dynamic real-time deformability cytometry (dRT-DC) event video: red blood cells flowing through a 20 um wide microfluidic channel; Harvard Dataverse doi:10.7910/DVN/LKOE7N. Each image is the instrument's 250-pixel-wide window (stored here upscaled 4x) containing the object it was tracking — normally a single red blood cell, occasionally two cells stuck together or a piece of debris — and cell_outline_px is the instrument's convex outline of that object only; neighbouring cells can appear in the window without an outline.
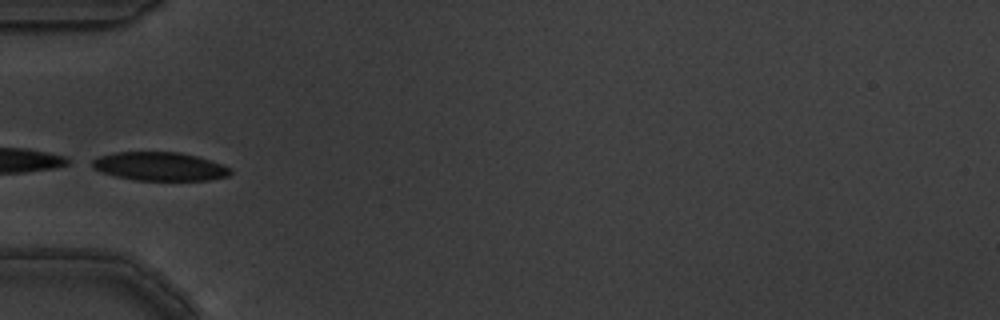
{"species": "common noctule bat (a hibernating species)", "species_latin": "Nyctalus noctula", "temperature_condition": "warm", "stored_images_in_passage": 10, "camera_frame_rate_fps": 3000, "um_per_image_px": 0.085, "animal": {"sex": "male", "body_mass_g": 19.5, "forearm_length_mm": 54.6}, "frame": {"image": 1, "passage_image": 5, "time_ms": 1.333, "image_size_px": [1000, 320], "cell_outline_px": [[232, 172], [228, 176], [208, 180], [136, 180], [116, 176], [100, 172], [92, 168], [92, 160], [100, 156], [116, 152], [180, 152], [196, 156], [232, 168]], "centroid_in_image_um": [13.56, 14.15], "position_along_channel_um": 71.4, "area_um2": 22.89}}
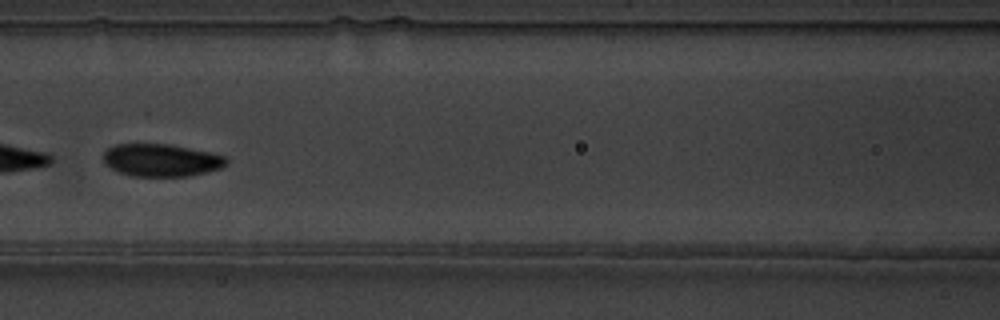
{"frame": {"image": 2, "passage_image": 7, "time_ms": 2.0, "image_size_px": [1000, 320], "cell_outline_px": [[228, 164], [220, 168], [188, 176], [132, 176], [120, 172], [104, 164], [104, 152], [108, 148], [116, 144], [168, 144], [208, 152], [224, 156], [228, 160]], "centroid_in_image_um": [13.69, 13.61], "position_along_channel_um": 152.9, "area_um2": 23.06}}
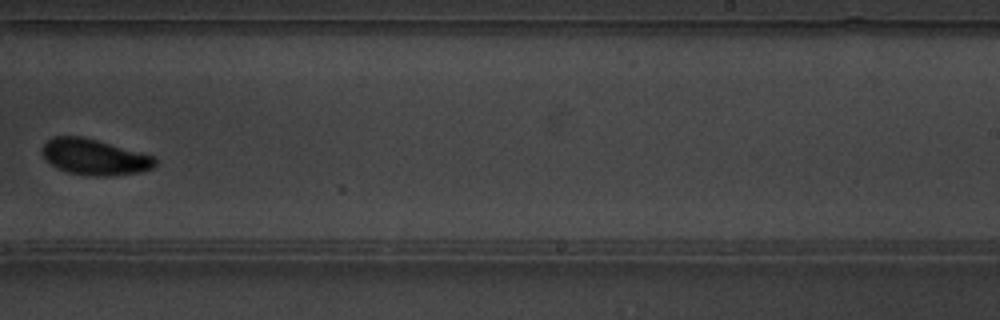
{"frame": {"image": 3, "passage_image": 10, "time_ms": 3.0, "image_size_px": [1000, 320], "cell_outline_px": [[156, 164], [152, 168], [140, 172], [112, 176], [96, 176], [68, 172], [52, 164], [44, 156], [44, 144], [52, 136], [80, 136], [96, 140], [152, 156], [156, 160]], "centroid_in_image_um": [8.04, 13.35], "position_along_channel_um": 281.0, "area_um2": 22.95}}